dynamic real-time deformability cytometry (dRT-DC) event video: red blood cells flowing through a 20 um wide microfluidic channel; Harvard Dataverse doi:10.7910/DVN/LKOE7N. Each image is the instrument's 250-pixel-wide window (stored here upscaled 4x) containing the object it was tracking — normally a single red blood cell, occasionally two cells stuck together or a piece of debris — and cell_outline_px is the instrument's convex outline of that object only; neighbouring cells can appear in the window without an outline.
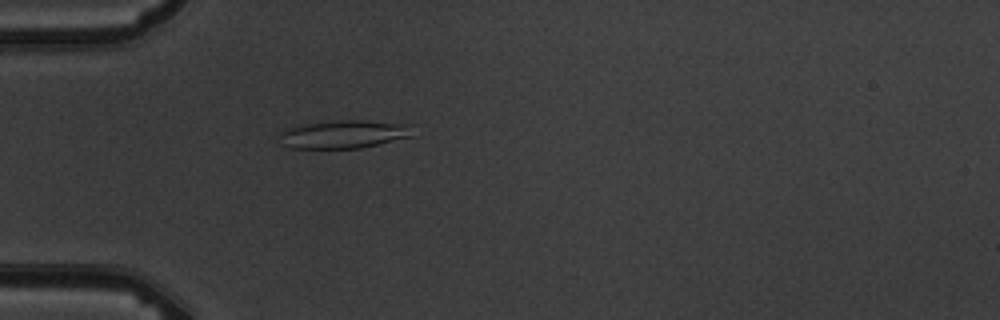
{"species": "common noctule bat (a hibernating species)", "species_latin": "Nyctalus noctula", "temperature_condition": "warm", "stored_images_in_passage": 5, "camera_frame_rate_fps": 3000, "um_per_image_px": 0.085, "animal": {"sex": "male", "body_mass_g": 19.5, "forearm_length_mm": 54.6}, "frame": {"image": 1, "passage_image": 5, "time_ms": 4.667, "image_size_px": [1000, 320], "cell_outline_px": [[416, 136], [360, 148], [292, 148], [280, 144], [280, 132], [288, 128], [300, 124], [336, 120], [360, 120], [416, 124]], "centroid_in_image_um": [29.34, 11.39], "position_along_channel_um": 55.7, "area_um2": 22.48}}